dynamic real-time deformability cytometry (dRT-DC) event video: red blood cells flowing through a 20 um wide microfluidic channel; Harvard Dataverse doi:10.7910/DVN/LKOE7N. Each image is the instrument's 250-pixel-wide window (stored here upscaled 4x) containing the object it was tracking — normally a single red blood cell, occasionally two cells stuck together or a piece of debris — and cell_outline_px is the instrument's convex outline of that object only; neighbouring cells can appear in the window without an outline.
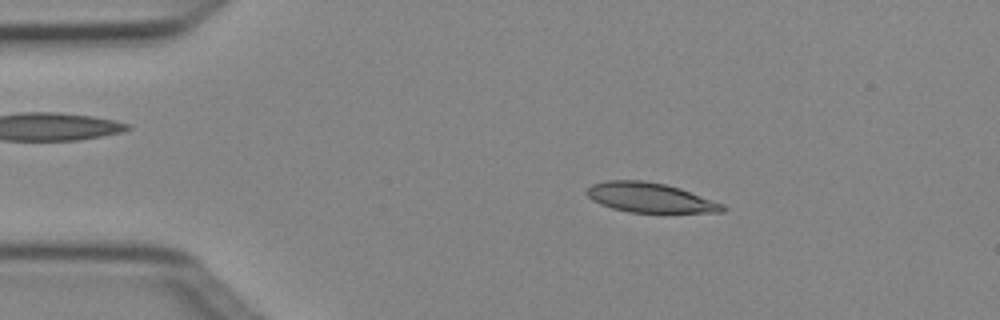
{"species": "Egyptian fruit bat (a non-hibernating species)", "species_latin": "Rousettus aegyptiacus", "temperature_condition": "cold", "stored_images_in_passage": 4, "camera_frame_rate_fps": 3000, "um_per_image_px": 0.085, "animal": {"sex": "female"}, "frame": {"image": 1, "passage_image": 2, "time_ms": 0.333, "image_size_px": [1000, 320], "cell_outline_px": [[724, 212], [628, 212], [612, 208], [600, 204], [592, 200], [584, 192], [592, 184], [604, 180], [644, 180], [664, 184], [680, 188], [724, 204]], "centroid_in_image_um": [55.2, 16.79], "position_along_channel_um": 29.8, "area_um2": 23.41}}
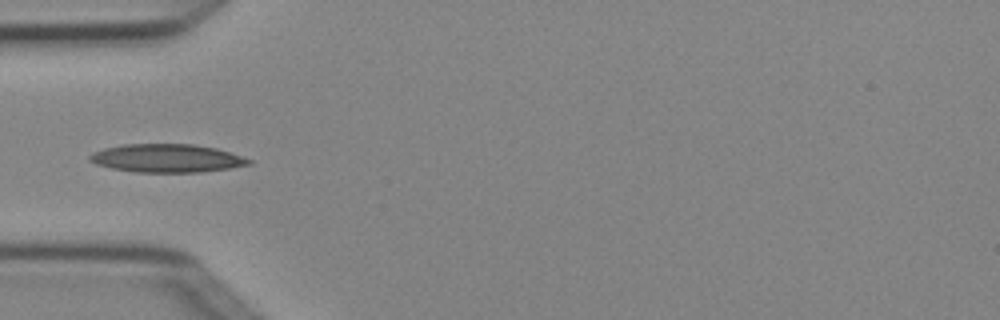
{"frame": {"image": 2, "passage_image": 4, "time_ms": 1.0, "image_size_px": [1000, 320], "cell_outline_px": [[252, 164], [228, 168], [200, 172], [136, 172], [112, 168], [96, 164], [88, 160], [88, 156], [92, 152], [104, 148], [124, 144], [192, 144], [216, 148], [252, 160]], "centroid_in_image_um": [14.14, 13.44], "position_along_channel_um": 70.9, "area_um2": 26.07}}